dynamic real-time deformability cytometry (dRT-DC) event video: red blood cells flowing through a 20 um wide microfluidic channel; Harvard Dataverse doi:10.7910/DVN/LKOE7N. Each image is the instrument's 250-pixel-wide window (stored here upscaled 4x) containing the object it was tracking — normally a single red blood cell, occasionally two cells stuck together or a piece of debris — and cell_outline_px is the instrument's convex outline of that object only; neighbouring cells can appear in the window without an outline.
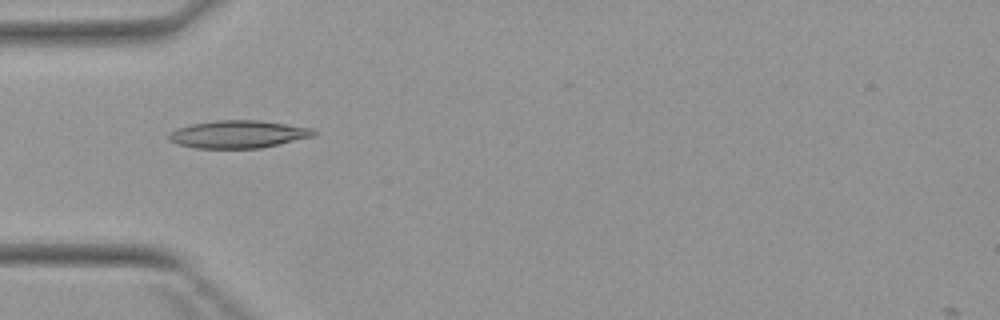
{"species": "Egyptian fruit bat (a non-hibernating species)", "species_latin": "Rousettus aegyptiacus", "temperature_condition": "warm", "stored_images_in_passage": 5, "camera_frame_rate_fps": 3000, "um_per_image_px": 0.085, "animal": {"sex": "female"}, "frame": {"image": 1, "passage_image": 4, "time_ms": 4.333, "image_size_px": [1000, 320], "cell_outline_px": [[316, 136], [260, 148], [196, 148], [176, 144], [168, 140], [168, 132], [176, 128], [192, 124], [216, 120], [260, 120], [312, 128], [316, 132]], "centroid_in_image_um": [20.22, 11.41], "position_along_channel_um": 64.8, "area_um2": 23.47}}
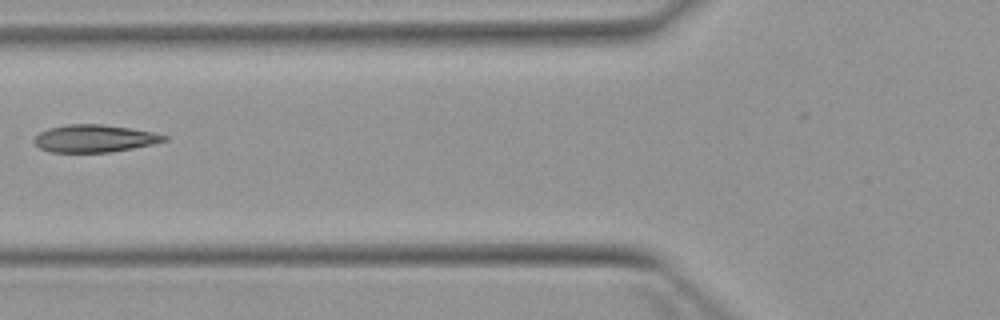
{"frame": {"image": 2, "passage_image": 5, "time_ms": 5.667, "image_size_px": [1000, 320], "cell_outline_px": [[168, 140], [152, 144], [112, 152], [48, 152], [40, 148], [32, 140], [40, 132], [48, 128], [68, 124], [100, 124], [128, 128], [152, 132], [168, 136]], "centroid_in_image_um": [8.0, 11.77], "position_along_channel_um": 117.8, "area_um2": 20.69}}